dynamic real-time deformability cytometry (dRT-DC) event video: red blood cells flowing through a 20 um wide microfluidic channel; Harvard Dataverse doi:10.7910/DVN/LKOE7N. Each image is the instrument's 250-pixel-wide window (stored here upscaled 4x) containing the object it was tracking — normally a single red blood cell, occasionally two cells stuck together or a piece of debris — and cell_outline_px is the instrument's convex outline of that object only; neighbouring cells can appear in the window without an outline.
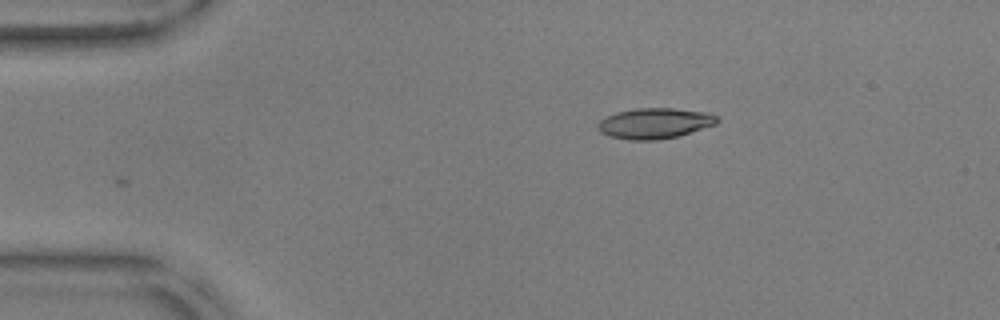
{"species": "common noctule bat (a hibernating species)", "species_latin": "Nyctalus noctula", "temperature_condition": "warm", "stored_images_in_passage": 42, "camera_frame_rate_fps": 3000, "um_per_image_px": 0.085, "animal": {"sex": "male", "body_mass_g": 17.9, "forearm_length_mm": 54.2}, "frame": {"image": 1, "passage_image": 1, "time_ms": 0.0, "image_size_px": [1000, 320], "cell_outline_px": [[720, 120], [716, 124], [676, 136], [656, 140], [628, 140], [608, 136], [600, 132], [596, 128], [596, 124], [600, 120], [616, 112], [636, 108], [672, 108], [708, 112], [716, 116]], "centroid_in_image_um": [55.61, 10.48], "position_along_channel_um": 29.4, "area_um2": 21.27}}
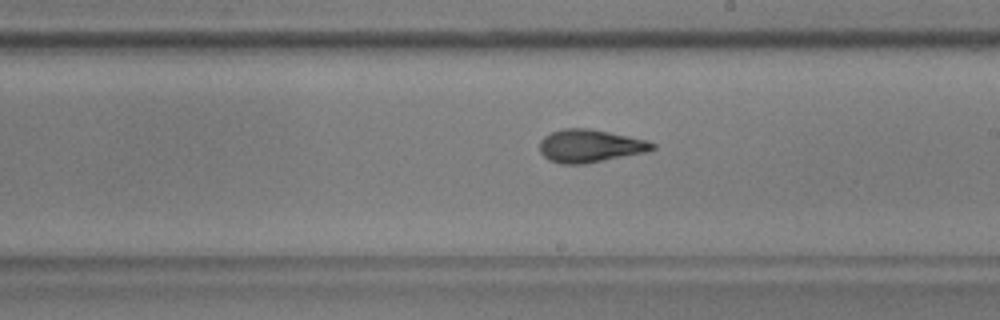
{"frame": {"image": 2, "passage_image": 23, "time_ms": 7.333, "image_size_px": [1000, 320], "cell_outline_px": [[656, 148], [648, 152], [584, 164], [560, 164], [548, 160], [540, 152], [540, 140], [544, 136], [552, 132], [564, 128], [588, 128], [648, 140], [656, 144]], "centroid_in_image_um": [50.16, 12.41], "position_along_channel_um": 238.8, "area_um2": 21.73}}
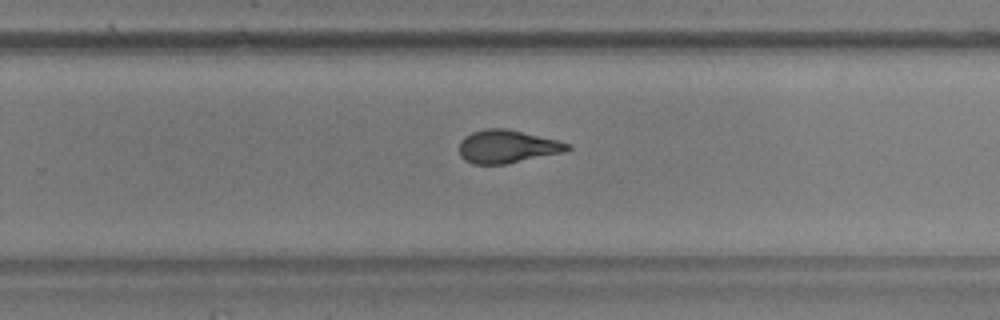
{"frame": {"image": 3, "passage_image": 27, "time_ms": 8.667, "image_size_px": [1000, 320], "cell_outline_px": [[572, 148], [564, 152], [504, 164], [472, 164], [464, 160], [460, 156], [460, 140], [464, 136], [472, 132], [484, 128], [504, 128], [556, 140], [572, 144]], "centroid_in_image_um": [43.08, 12.46], "position_along_channel_um": 286.7, "area_um2": 20.75}, "authors_computed_cell_mechanics": {"area_um2": 21.097, "velocity_mm_per_s": 3.605, "shape_relaxation_time_tau1_ms": 5.6799, "shape_relaxation_time_tau2_ms": 2.1562, "deformation_change_tau1": 0.1849, "deformation_change_tau2": 0.0943}}